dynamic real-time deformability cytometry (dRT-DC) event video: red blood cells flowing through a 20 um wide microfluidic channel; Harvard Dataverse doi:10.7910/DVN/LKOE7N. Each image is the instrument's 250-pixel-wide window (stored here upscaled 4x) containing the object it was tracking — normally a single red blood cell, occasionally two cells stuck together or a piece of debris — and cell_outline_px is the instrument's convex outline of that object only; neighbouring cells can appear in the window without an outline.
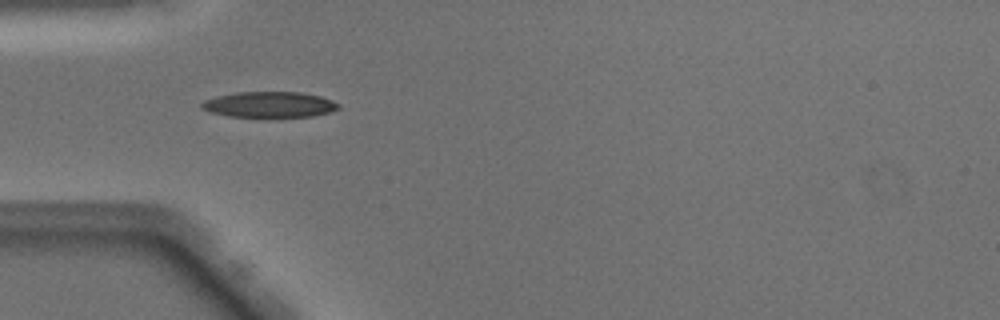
{"species": "Egyptian fruit bat (a non-hibernating species)", "species_latin": "Rousettus aegyptiacus", "temperature_condition": "warm", "stored_images_in_passage": 37, "camera_frame_rate_fps": 3000, "um_per_image_px": 0.085, "animal": {"sex": "male"}, "frame": {"image": 1, "passage_image": 3, "time_ms": 0.667, "image_size_px": [1000, 320], "cell_outline_px": [[340, 108], [328, 112], [312, 116], [268, 120], [228, 116], [208, 112], [200, 108], [200, 104], [204, 100], [236, 92], [300, 92], [320, 96], [332, 100], [340, 104]], "centroid_in_image_um": [22.88, 8.94], "position_along_channel_um": 62.1, "area_um2": 21.5}}
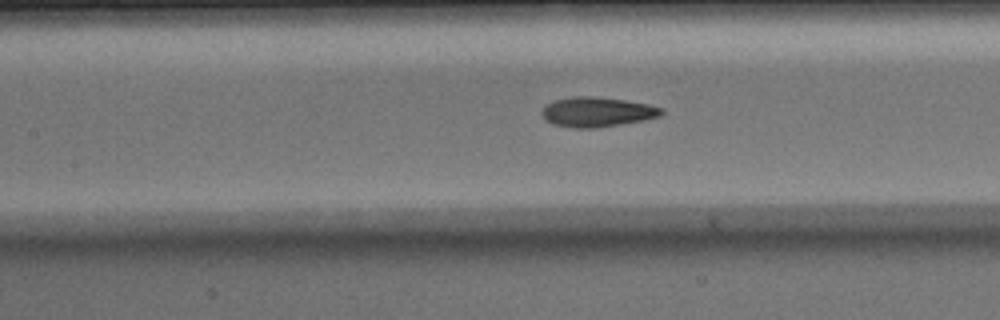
{"frame": {"image": 2, "passage_image": 10, "time_ms": 3.0, "image_size_px": [1000, 320], "cell_outline_px": [[664, 112], [660, 116], [644, 120], [596, 128], [572, 128], [552, 124], [544, 120], [540, 112], [548, 104], [556, 100], [572, 96], [592, 96], [624, 100], [648, 104], [664, 108]], "centroid_in_image_um": [50.74, 9.52], "position_along_channel_um": 156.7, "area_um2": 20.81}}
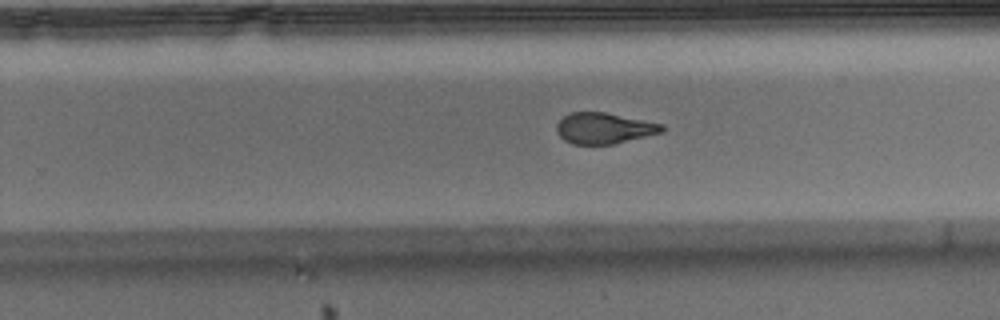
{"frame": {"image": 3, "passage_image": 19, "time_ms": 6.0, "image_size_px": [1000, 320], "cell_outline_px": [[664, 132], [612, 144], [572, 144], [564, 140], [556, 132], [556, 124], [568, 112], [604, 112], [664, 124]], "centroid_in_image_um": [51.33, 10.89], "position_along_channel_um": 278.5, "area_um2": 19.02}, "authors_computed_cell_mechanics": {"area_um2": 20.6346, "velocity_mm_per_s": 4.0776, "shape_relaxation_time_tau1_ms": 6.3053, "shape_relaxation_time_tau2_ms": 1.7188, "deformation_change_tau1": 0.2519, "deformation_change_tau2": 0.0924}}